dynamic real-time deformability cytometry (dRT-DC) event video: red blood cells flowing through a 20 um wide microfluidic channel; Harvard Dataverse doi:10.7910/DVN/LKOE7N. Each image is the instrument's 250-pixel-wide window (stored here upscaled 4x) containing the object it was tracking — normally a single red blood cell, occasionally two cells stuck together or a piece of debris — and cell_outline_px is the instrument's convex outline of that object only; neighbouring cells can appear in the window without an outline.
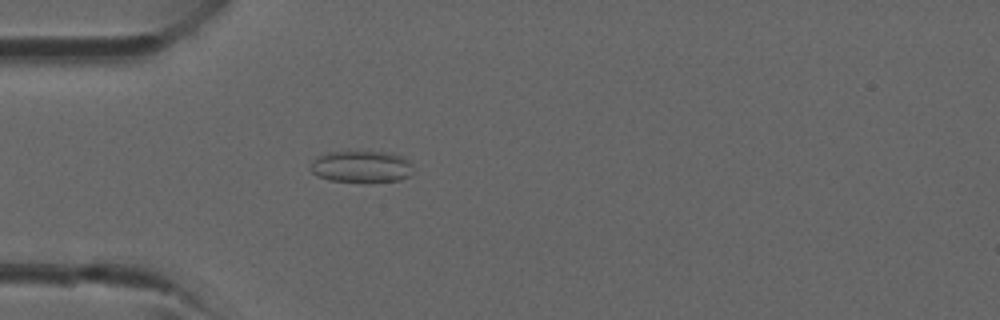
{"species": "common noctule bat (a hibernating species)", "species_latin": "Nyctalus noctula", "temperature_condition": "room temperature", "stored_images_in_passage": 31, "camera_frame_rate_fps": 3000, "um_per_image_px": 0.085, "animal": {"sex": "male", "forearm_length_mm": 52.5}, "frame": {"image": 1, "passage_image": 2, "time_ms": 0.333, "image_size_px": [1000, 320], "cell_outline_px": [[412, 172], [408, 176], [400, 180], [328, 180], [312, 172], [308, 168], [312, 160], [316, 156], [328, 152], [392, 152], [404, 156], [412, 164]], "centroid_in_image_um": [30.71, 14.12], "position_along_channel_um": 54.3, "area_um2": 18.67}}
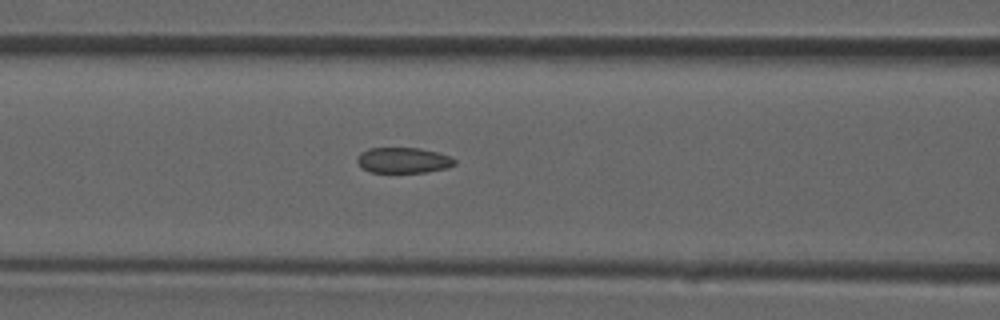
{"frame": {"image": 2, "passage_image": 7, "time_ms": 2.0, "image_size_px": [1000, 320], "cell_outline_px": [[456, 164], [448, 168], [428, 172], [368, 172], [356, 160], [356, 156], [360, 152], [368, 148], [420, 148], [436, 152], [448, 156], [456, 160]], "centroid_in_image_um": [34.27, 13.62], "position_along_channel_um": 132.3, "area_um2": 14.57}}
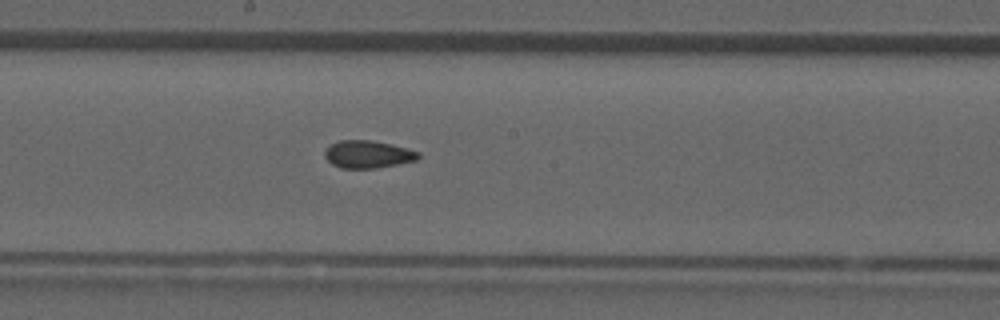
{"frame": {"image": 3, "passage_image": 12, "time_ms": 3.667, "image_size_px": [1000, 320], "cell_outline_px": [[420, 156], [416, 160], [376, 168], [340, 168], [332, 164], [324, 156], [324, 152], [332, 144], [340, 140], [372, 140], [392, 144], [408, 148], [420, 152]], "centroid_in_image_um": [31.28, 13.11], "position_along_channel_um": 216.9, "area_um2": 14.97}}